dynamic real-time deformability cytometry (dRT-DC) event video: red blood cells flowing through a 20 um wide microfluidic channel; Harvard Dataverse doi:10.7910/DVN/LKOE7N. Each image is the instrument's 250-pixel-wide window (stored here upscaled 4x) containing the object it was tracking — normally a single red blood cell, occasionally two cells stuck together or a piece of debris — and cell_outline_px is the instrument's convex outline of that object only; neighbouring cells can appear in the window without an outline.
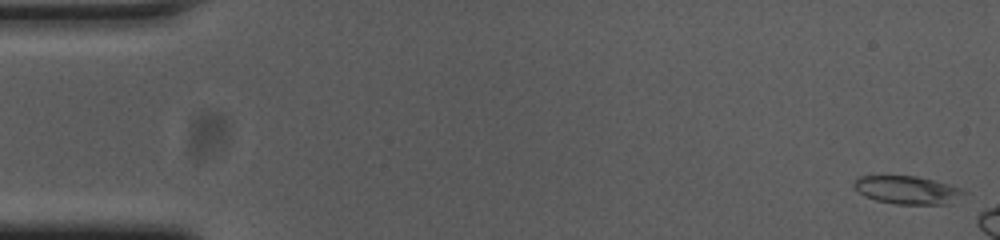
{"species": "common noctule bat (a hibernating species)", "species_latin": "Nyctalus noctula", "temperature_condition": "cold", "stored_images_in_passage": 8, "camera_frame_rate_fps": 3000, "um_per_image_px": 0.085, "animal": {"sex": "female", "body_mass_g": 23.0, "forearm_length_mm": 53.4}, "frame": {"image": 1, "passage_image": 1, "time_ms": 0.0, "image_size_px": [1000, 240], "cell_outline_px": [[968, 192], [948, 204], [896, 204], [876, 200], [864, 196], [852, 184], [860, 176], [916, 176], [948, 184], [960, 188]], "centroid_in_image_um": [77.13, 16.15], "position_along_channel_um": 7.9, "area_um2": 17.74}}